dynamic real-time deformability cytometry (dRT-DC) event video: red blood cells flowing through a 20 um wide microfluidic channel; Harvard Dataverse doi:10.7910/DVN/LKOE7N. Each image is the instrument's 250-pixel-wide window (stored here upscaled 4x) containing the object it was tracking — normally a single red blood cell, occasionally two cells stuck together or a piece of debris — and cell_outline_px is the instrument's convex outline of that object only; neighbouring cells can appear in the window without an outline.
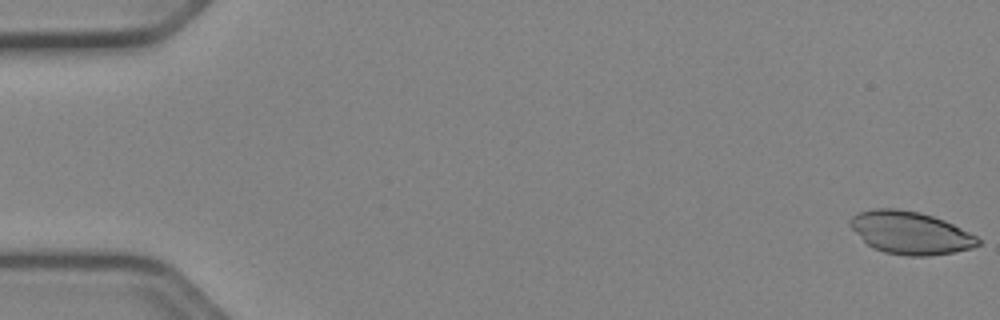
{"species": "Egyptian fruit bat (a non-hibernating species)", "species_latin": "Rousettus aegyptiacus", "temperature_condition": "cold", "stored_images_in_passage": 52, "camera_frame_rate_fps": 3000, "um_per_image_px": 0.085, "animal": {"sex": "female"}, "frame": {"image": 1, "passage_image": 1, "time_ms": 0.0, "image_size_px": [1000, 320], "cell_outline_px": [[980, 244], [972, 248], [952, 252], [928, 256], [908, 256], [884, 252], [872, 248], [848, 224], [848, 220], [852, 216], [860, 212], [876, 208], [896, 208], [920, 212], [944, 220], [976, 236], [980, 240]], "centroid_in_image_um": [77.36, 19.78], "position_along_channel_um": 7.6, "area_um2": 31.56}}
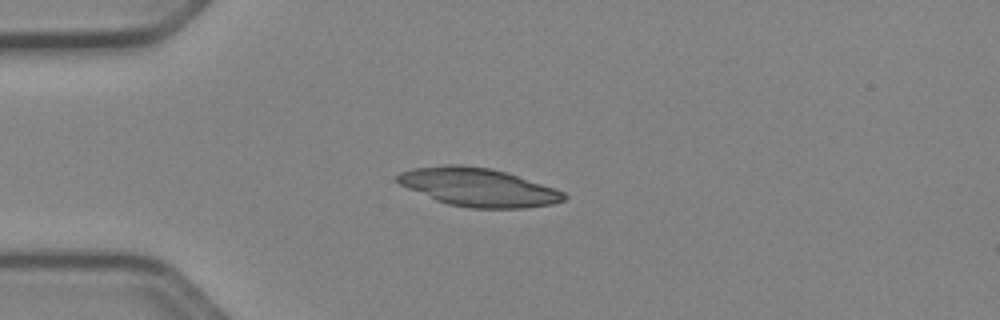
{"frame": {"image": 2, "passage_image": 14, "time_ms": 4.333, "image_size_px": [1000, 320], "cell_outline_px": [[568, 196], [564, 200], [552, 204], [524, 208], [468, 208], [448, 204], [436, 200], [408, 188], [400, 184], [396, 180], [396, 176], [400, 172], [412, 168], [444, 164], [460, 164], [492, 168], [564, 192]], "centroid_in_image_um": [40.6, 15.91], "position_along_channel_um": 44.4, "area_um2": 36.88}}